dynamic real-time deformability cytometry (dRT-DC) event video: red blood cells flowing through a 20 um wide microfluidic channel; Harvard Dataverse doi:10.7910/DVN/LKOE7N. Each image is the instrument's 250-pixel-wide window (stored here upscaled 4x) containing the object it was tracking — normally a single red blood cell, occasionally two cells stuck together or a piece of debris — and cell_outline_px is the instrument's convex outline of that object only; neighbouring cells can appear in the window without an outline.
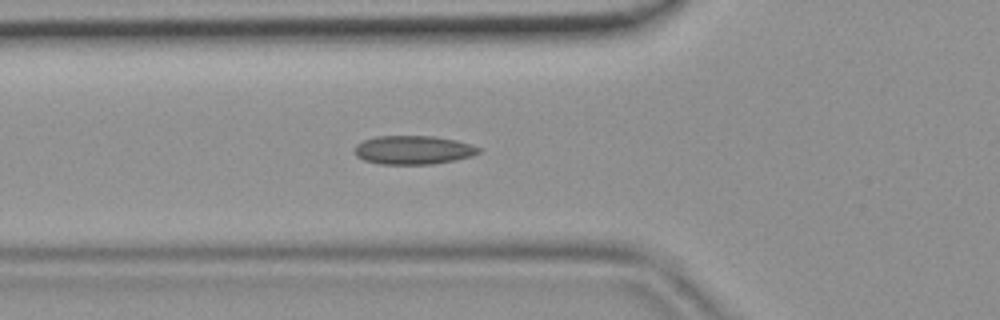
{"species": "common noctule bat (a hibernating species)", "species_latin": "Nyctalus noctula", "temperature_condition": "room temperature", "stored_images_in_passage": 44, "camera_frame_rate_fps": 3000, "um_per_image_px": 0.085, "animal": {"sex": "female", "body_mass_g": 19.9}, "frame": {"image": 1, "passage_image": 13, "time_ms": 4.0, "image_size_px": [1000, 320], "cell_outline_px": [[480, 152], [472, 156], [456, 160], [432, 164], [380, 164], [364, 160], [356, 156], [356, 144], [364, 140], [376, 136], [432, 136], [456, 140], [472, 144], [480, 148]], "centroid_in_image_um": [35.15, 12.75], "position_along_channel_um": 90.6, "area_um2": 20.75}}
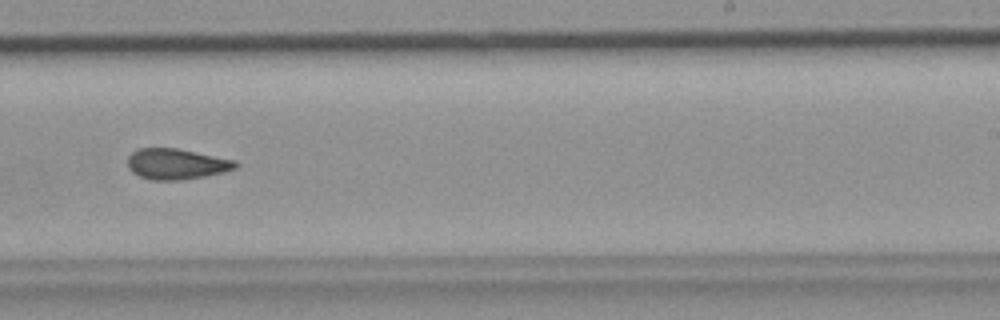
{"frame": {"image": 2, "passage_image": 26, "time_ms": 8.333, "image_size_px": [1000, 320], "cell_outline_px": [[240, 164], [236, 168], [224, 172], [204, 176], [180, 180], [152, 180], [140, 176], [132, 172], [128, 168], [128, 156], [136, 148], [176, 148], [236, 160]], "centroid_in_image_um": [15.0, 13.93], "position_along_channel_um": 274.0, "area_um2": 19.36}}